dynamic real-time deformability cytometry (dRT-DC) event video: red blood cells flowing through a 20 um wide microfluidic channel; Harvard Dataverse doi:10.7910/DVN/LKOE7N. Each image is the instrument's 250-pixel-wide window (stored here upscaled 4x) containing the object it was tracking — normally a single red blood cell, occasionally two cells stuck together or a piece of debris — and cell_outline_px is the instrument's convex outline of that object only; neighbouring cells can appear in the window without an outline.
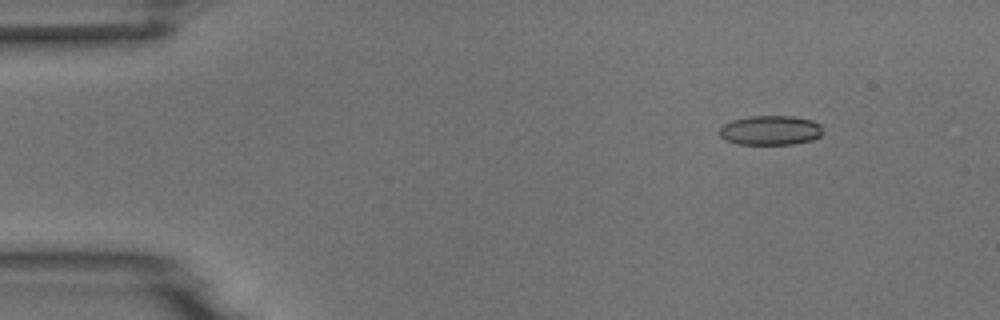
{"species": "common noctule bat (a hibernating species)", "species_latin": "Nyctalus noctula", "temperature_condition": "room temperature", "stored_images_in_passage": 5, "segment_of_instrument_passage": [1, 2], "camera_frame_rate_fps": 3000, "um_per_image_px": 0.085, "animal": {"sex": "male", "body_mass_g": 18.8}, "frame": {"image": 1, "passage_image": 2, "time_ms": 1.0, "image_size_px": [1000, 320], "cell_outline_px": [[820, 136], [812, 140], [792, 144], [736, 144], [724, 140], [720, 136], [720, 128], [724, 124], [732, 120], [748, 116], [792, 116], [812, 120], [820, 124]], "centroid_in_image_um": [65.45, 11.07], "position_along_channel_um": 19.6, "area_um2": 17.74}}